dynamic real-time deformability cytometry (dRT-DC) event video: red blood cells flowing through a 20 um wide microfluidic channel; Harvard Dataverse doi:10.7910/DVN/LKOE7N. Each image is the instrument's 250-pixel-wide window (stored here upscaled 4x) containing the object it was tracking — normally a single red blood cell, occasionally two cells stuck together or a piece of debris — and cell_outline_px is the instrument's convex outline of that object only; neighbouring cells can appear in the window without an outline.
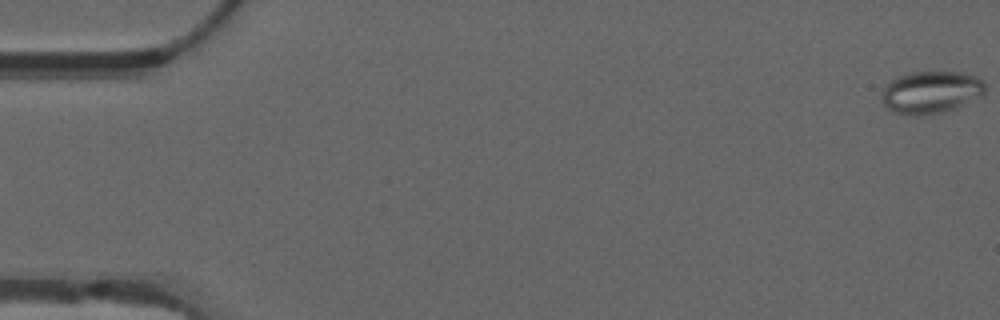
{"species": "common noctule bat (a hibernating species)", "species_latin": "Nyctalus noctula", "temperature_condition": "warm", "stored_images_in_passage": 55, "camera_frame_rate_fps": 3000, "um_per_image_px": 0.085, "animal": {"sex": "male", "forearm_length_mm": 52.5}, "frame": {"image": 1, "passage_image": 1, "time_ms": 0.0, "image_size_px": [1000, 320], "cell_outline_px": [[984, 96], [956, 108], [940, 112], [916, 116], [892, 112], [884, 108], [880, 96], [884, 84], [900, 76], [912, 72], [960, 72], [976, 76], [984, 84]], "centroid_in_image_um": [79.09, 7.85], "position_along_channel_um": 5.9, "area_um2": 25.78}}
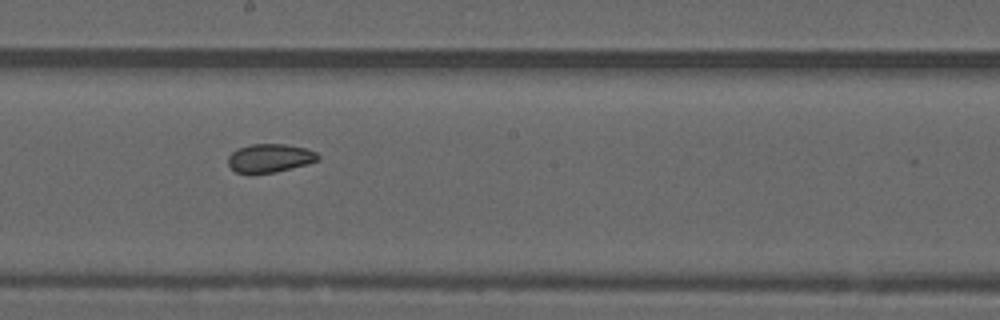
{"frame": {"image": 2, "passage_image": 31, "time_ms": 10.0, "image_size_px": [1000, 320], "cell_outline_px": [[320, 160], [276, 172], [252, 176], [236, 172], [228, 164], [228, 156], [236, 148], [252, 144], [284, 144], [308, 148], [316, 152], [320, 156]], "centroid_in_image_um": [22.91, 13.46], "position_along_channel_um": 225.3, "area_um2": 15.37}}
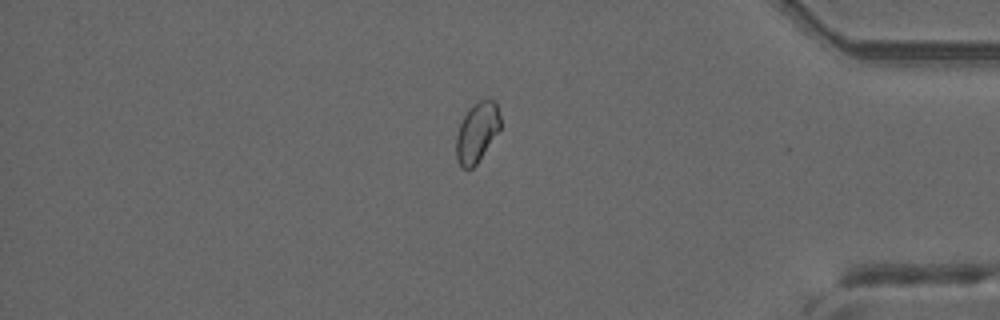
{"frame": {"image": 3, "passage_image": 47, "time_ms": 15.333, "image_size_px": [1000, 320], "cell_outline_px": [[500, 128], [476, 164], [468, 172], [460, 168], [456, 160], [456, 136], [460, 124], [468, 108], [476, 100], [484, 96], [488, 96], [496, 100], [500, 116]], "centroid_in_image_um": [40.53, 11.19], "position_along_channel_um": 394.7, "area_um2": 15.9}, "authors_computed_cell_mechanics": {"area_um2": 16.5886, "velocity_mm_per_s": 3.7449, "shape_relaxation_time_tau1_ms": null, "shape_relaxation_time_tau2_ms": 2.4197, "deformation_change_tau1": null, "deformation_change_tau2": 0.0705}}